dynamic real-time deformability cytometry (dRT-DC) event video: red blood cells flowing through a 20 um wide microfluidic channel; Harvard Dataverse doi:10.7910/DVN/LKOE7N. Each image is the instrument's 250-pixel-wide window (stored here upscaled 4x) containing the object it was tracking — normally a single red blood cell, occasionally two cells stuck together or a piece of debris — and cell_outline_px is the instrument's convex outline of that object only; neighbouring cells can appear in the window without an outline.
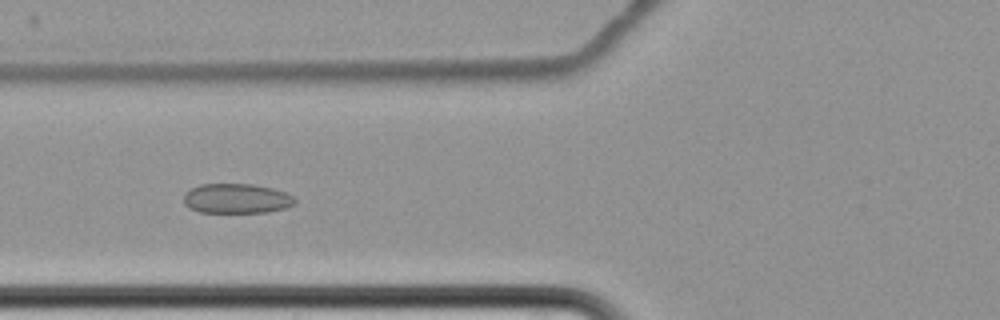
{"species": "common noctule bat (a hibernating species)", "species_latin": "Nyctalus noctula", "temperature_condition": "cold", "stored_images_in_passage": 8, "camera_frame_rate_fps": 3000, "um_per_image_px": 0.085, "animal": {"sex": "female", "body_mass_g": 22.7, "forearm_length_mm": 54.2}, "frame": {"image": 1, "passage_image": 7, "time_ms": 9.0, "image_size_px": [1000, 320], "cell_outline_px": [[296, 204], [288, 208], [268, 212], [200, 212], [188, 208], [184, 204], [184, 192], [200, 184], [252, 184], [272, 188], [284, 192], [292, 196], [296, 200]], "centroid_in_image_um": [20.11, 16.88], "position_along_channel_um": 105.7, "area_um2": 19.42}}
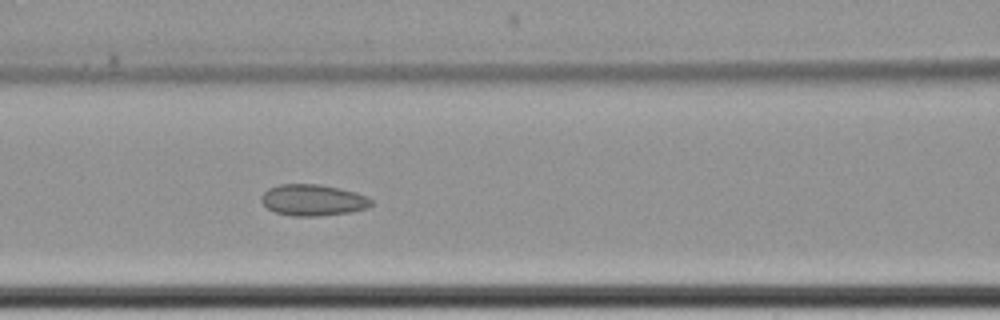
{"frame": {"image": 2, "passage_image": 8, "time_ms": 10.0, "image_size_px": [1000, 320], "cell_outline_px": [[372, 204], [368, 208], [352, 212], [316, 216], [292, 216], [276, 212], [268, 208], [260, 200], [260, 196], [268, 188], [280, 184], [320, 184], [340, 188], [356, 192], [372, 200]], "centroid_in_image_um": [26.59, 17.0], "position_along_channel_um": 140.0, "area_um2": 20.11}}